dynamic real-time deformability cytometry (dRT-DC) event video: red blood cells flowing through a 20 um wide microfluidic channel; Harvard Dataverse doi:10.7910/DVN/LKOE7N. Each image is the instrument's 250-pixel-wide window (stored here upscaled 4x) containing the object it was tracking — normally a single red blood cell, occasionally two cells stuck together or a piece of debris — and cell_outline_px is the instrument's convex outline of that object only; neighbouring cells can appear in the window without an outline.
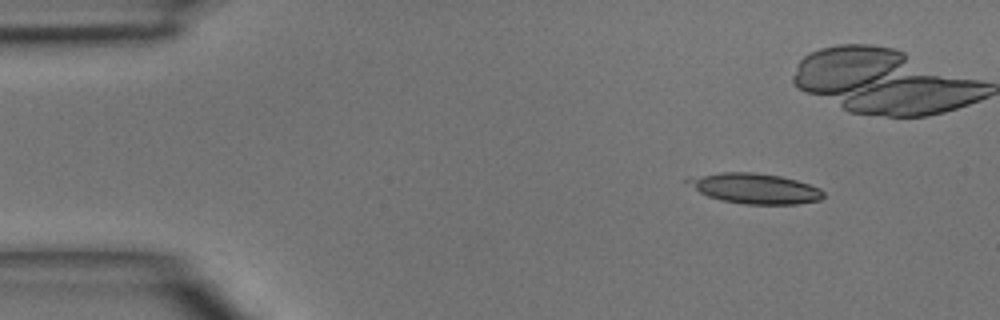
{"species": "common noctule bat (a hibernating species)", "species_latin": "Nyctalus noctula", "temperature_condition": "room temperature", "stored_images_in_passage": 9, "camera_frame_rate_fps": 3000, "um_per_image_px": 0.085, "animal": {"sex": "male", "body_mass_g": 15.6}, "frame": {"image": 1, "passage_image": 1, "time_ms": 0.0, "image_size_px": [1000, 320], "cell_outline_px": [[824, 196], [820, 200], [796, 204], [744, 204], [720, 200], [708, 196], [700, 192], [684, 180], [688, 176], [720, 172], [752, 172], [780, 176], [796, 180], [820, 188], [824, 192]], "centroid_in_image_um": [64.14, 16.01], "position_along_channel_um": 20.9, "area_um2": 23.99}}
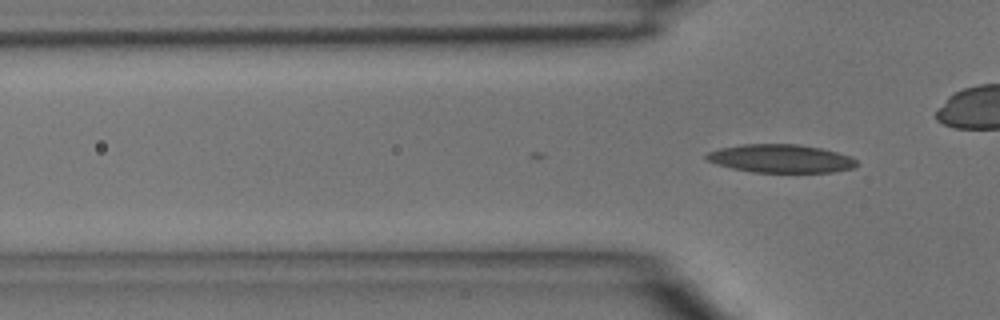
{"frame": {"image": 2, "passage_image": 9, "time_ms": 2.667, "image_size_px": [1000, 320], "cell_outline_px": [[856, 164], [852, 168], [832, 172], [752, 172], [732, 168], [716, 164], [708, 160], [704, 156], [708, 152], [720, 148], [740, 144], [796, 144], [820, 148], [852, 156], [856, 160]], "centroid_in_image_um": [66.34, 13.47], "position_along_channel_um": 59.5, "area_um2": 24.62}}